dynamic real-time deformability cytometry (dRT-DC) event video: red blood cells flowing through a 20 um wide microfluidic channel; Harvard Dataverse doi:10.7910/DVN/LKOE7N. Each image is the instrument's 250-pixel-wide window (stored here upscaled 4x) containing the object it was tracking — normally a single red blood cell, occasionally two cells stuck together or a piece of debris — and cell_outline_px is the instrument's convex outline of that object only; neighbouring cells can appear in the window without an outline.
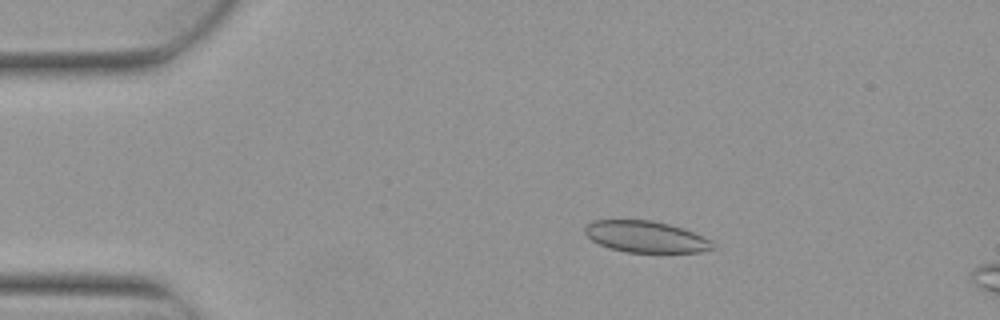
{"species": "Egyptian fruit bat (a non-hibernating species)", "species_latin": "Rousettus aegyptiacus", "temperature_condition": "warm", "stored_images_in_passage": 5, "camera_frame_rate_fps": 3000, "um_per_image_px": 0.085, "animal": {"sex": "female"}, "frame": {"image": 1, "passage_image": 3, "time_ms": 0.667, "image_size_px": [1000, 320], "cell_outline_px": [[716, 248], [700, 252], [624, 252], [608, 248], [592, 240], [584, 232], [584, 228], [592, 220], [652, 220], [668, 224], [692, 232], [712, 240]], "centroid_in_image_um": [54.89, 20.13], "position_along_channel_um": 30.1, "area_um2": 23.35}}
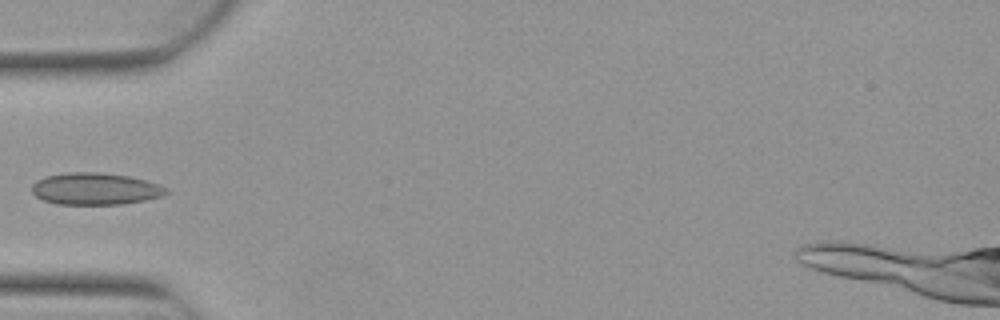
{"frame": {"image": 2, "passage_image": 5, "time_ms": 1.333, "image_size_px": [1000, 320], "cell_outline_px": [[168, 192], [164, 196], [144, 200], [120, 204], [56, 204], [44, 200], [36, 196], [32, 192], [32, 184], [36, 180], [44, 176], [68, 172], [100, 172], [128, 176], [144, 180], [168, 188]], "centroid_in_image_um": [8.07, 16.04], "position_along_channel_um": 76.9, "area_um2": 24.97}}